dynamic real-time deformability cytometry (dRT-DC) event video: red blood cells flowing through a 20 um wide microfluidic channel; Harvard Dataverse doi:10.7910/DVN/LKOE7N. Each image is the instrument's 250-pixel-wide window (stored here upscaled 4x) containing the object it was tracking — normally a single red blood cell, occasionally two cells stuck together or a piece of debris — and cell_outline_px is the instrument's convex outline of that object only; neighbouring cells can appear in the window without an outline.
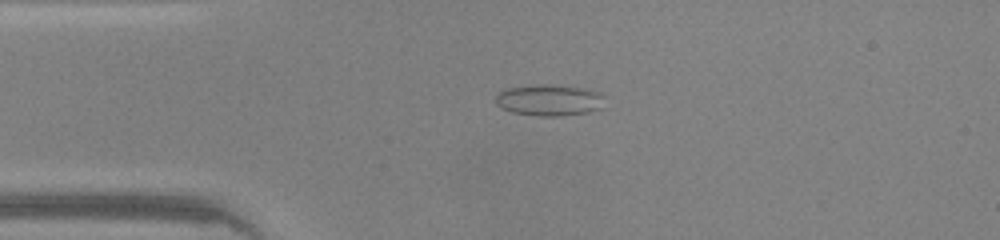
{"species": "common noctule bat (a hibernating species)", "species_latin": "Nyctalus noctula", "temperature_condition": "warm", "stored_images_in_passage": 39, "camera_frame_rate_fps": 3000, "um_per_image_px": 0.085, "animal": {"sex": "male", "body_mass_g": 20.0, "forearm_length_mm": 53.3}, "frame": {"image": 1, "passage_image": 3, "time_ms": 0.667, "image_size_px": [1000, 240], "cell_outline_px": [[604, 96], [600, 108], [588, 112], [560, 116], [536, 116], [512, 112], [496, 104], [496, 92], [504, 88], [536, 84], [552, 84], [584, 88], [600, 92]], "centroid_in_image_um": [46.65, 8.49], "position_along_channel_um": 38.3, "area_um2": 20.11}}
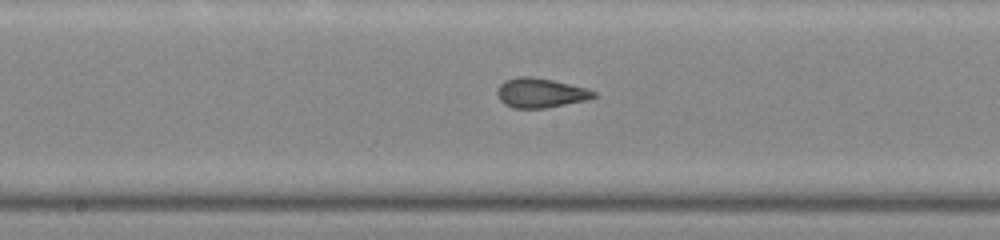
{"frame": {"image": 2, "passage_image": 16, "time_ms": 5.0, "image_size_px": [1000, 240], "cell_outline_px": [[596, 96], [588, 100], [544, 108], [512, 108], [504, 104], [500, 100], [496, 92], [500, 84], [504, 80], [520, 76], [532, 76], [552, 80], [588, 88], [596, 92]], "centroid_in_image_um": [45.94, 7.89], "position_along_channel_um": 202.3, "area_um2": 16.7}}
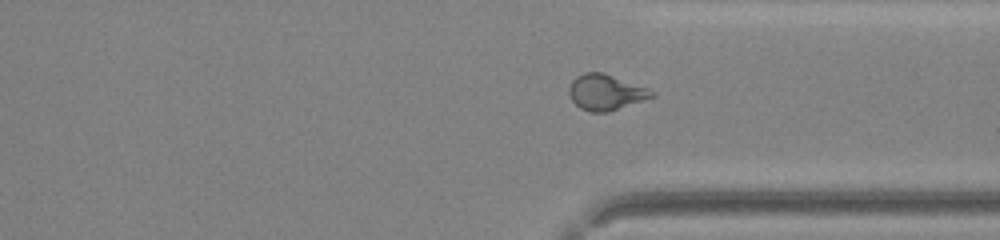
{"frame": {"image": 3, "passage_image": 27, "time_ms": 8.667, "image_size_px": [1000, 240], "cell_outline_px": [[656, 96], [608, 112], [588, 112], [580, 108], [572, 100], [568, 92], [568, 88], [572, 80], [576, 76], [584, 72], [604, 72], [648, 88], [656, 92]], "centroid_in_image_um": [51.49, 7.83], "position_along_channel_um": 359.9, "area_um2": 17.4}, "authors_computed_cell_mechanics": {"area_um2": 16.9932, "velocity_mm_per_s": 4.3071, "shape_relaxation_time_tau1_ms": null, "shape_relaxation_time_tau2_ms": 0.7558, "deformation_change_tau1": null, "deformation_change_tau2": 0.0785}}